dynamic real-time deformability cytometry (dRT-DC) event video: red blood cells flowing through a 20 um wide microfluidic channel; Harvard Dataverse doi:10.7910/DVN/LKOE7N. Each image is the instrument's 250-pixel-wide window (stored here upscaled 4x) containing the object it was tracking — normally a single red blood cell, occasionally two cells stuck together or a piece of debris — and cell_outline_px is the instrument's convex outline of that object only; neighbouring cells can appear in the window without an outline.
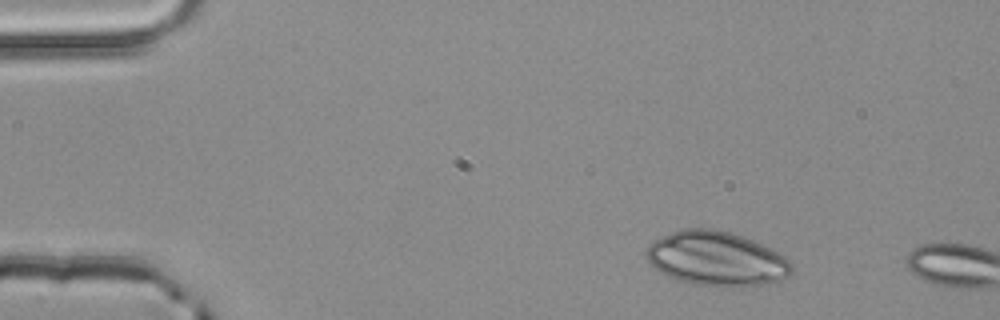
{"species": "common noctule bat (a hibernating species)", "species_latin": "Nyctalus noctula", "temperature_condition": "room temperature", "stored_images_in_passage": 2, "camera_frame_rate_fps": 3000, "um_per_image_px": 0.085, "animal": {"sex": "male", "body_mass_g": 20.4}, "frame": {"image": 1, "passage_image": 1, "time_ms": 0.0, "image_size_px": [1000, 320], "cell_outline_px": [[792, 272], [788, 276], [776, 284], [736, 288], [724, 288], [692, 284], [676, 280], [660, 272], [648, 260], [644, 252], [648, 244], [680, 228], [712, 228], [728, 232], [756, 240], [784, 256], [792, 264]], "centroid_in_image_um": [60.94, 22.03], "position_along_channel_um": 24.1, "area_um2": 46.93}}